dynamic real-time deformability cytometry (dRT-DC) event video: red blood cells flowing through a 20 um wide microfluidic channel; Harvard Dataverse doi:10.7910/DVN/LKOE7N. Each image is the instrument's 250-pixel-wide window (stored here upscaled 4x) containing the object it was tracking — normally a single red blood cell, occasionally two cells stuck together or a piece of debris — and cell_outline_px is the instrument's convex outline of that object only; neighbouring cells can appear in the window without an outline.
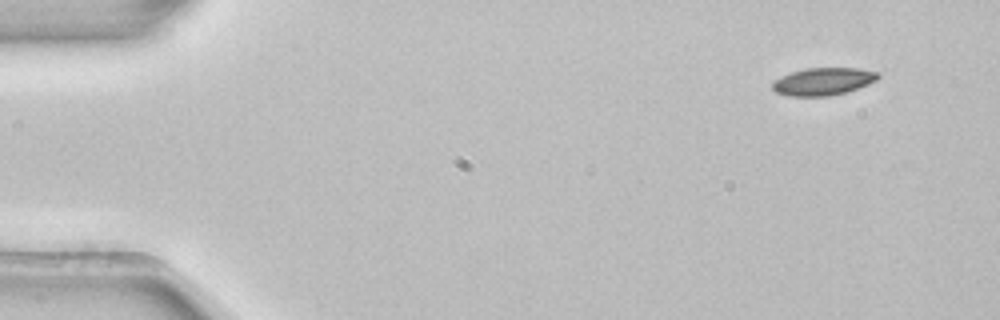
{"species": "common noctule bat (a hibernating species)", "species_latin": "Nyctalus noctula", "temperature_condition": "room temperature", "stored_images_in_passage": 3, "camera_frame_rate_fps": 3000, "um_per_image_px": 0.085, "animal": {"sex": "female", "body_mass_g": 22.7, "forearm_length_mm": 54.2}, "frame": {"image": 1, "passage_image": 1, "time_ms": 0.0, "image_size_px": [1000, 320], "cell_outline_px": [[880, 76], [876, 80], [868, 84], [844, 92], [828, 96], [788, 96], [776, 92], [772, 88], [772, 84], [776, 80], [792, 72], [804, 68], [856, 68], [876, 72]], "centroid_in_image_um": [69.95, 6.92], "position_along_channel_um": 15.0, "area_um2": 16.59}}
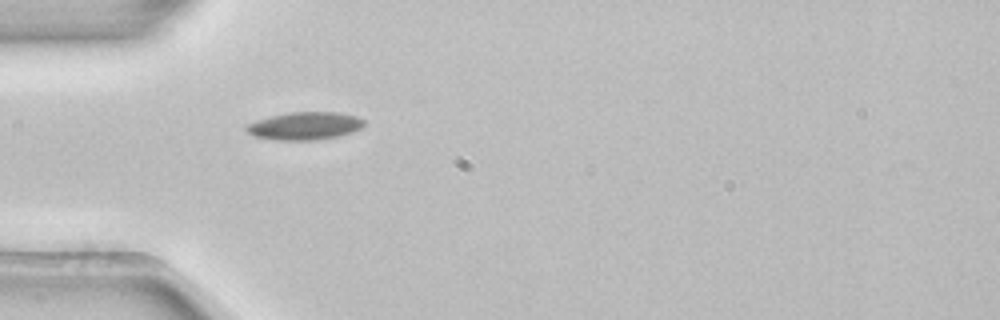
{"frame": {"image": 2, "passage_image": 3, "time_ms": 0.667, "image_size_px": [1000, 320], "cell_outline_px": [[364, 124], [360, 128], [352, 132], [336, 136], [316, 140], [276, 140], [256, 136], [248, 132], [244, 128], [248, 124], [256, 120], [288, 112], [336, 112], [356, 116], [364, 120]], "centroid_in_image_um": [25.9, 10.7], "position_along_channel_um": 59.1, "area_um2": 18.84}}